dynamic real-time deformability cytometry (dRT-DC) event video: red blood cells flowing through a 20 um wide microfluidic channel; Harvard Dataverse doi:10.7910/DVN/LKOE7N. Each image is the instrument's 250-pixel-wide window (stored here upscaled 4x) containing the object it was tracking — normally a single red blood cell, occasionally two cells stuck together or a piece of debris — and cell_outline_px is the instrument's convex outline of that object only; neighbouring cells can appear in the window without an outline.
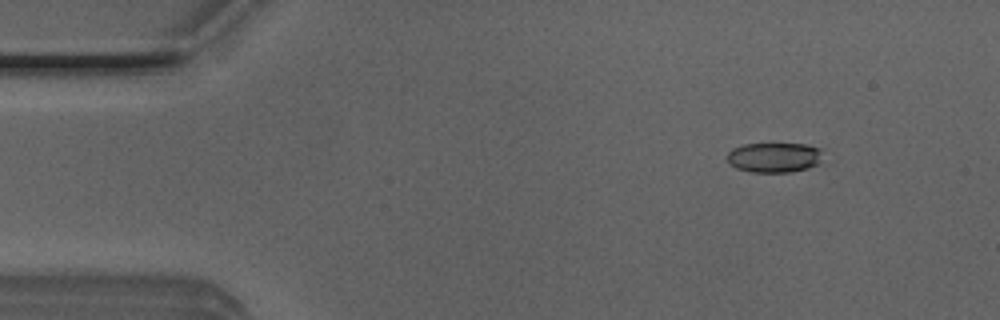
{"species": "Egyptian fruit bat (a non-hibernating species)", "species_latin": "Rousettus aegyptiacus", "temperature_condition": "room temperature", "stored_images_in_passage": 47, "camera_frame_rate_fps": 3000, "um_per_image_px": 0.085, "animal": {"sex": "male"}, "frame": {"image": 1, "passage_image": 2, "time_ms": 0.333, "image_size_px": [1000, 320], "cell_outline_px": [[820, 152], [816, 164], [808, 168], [792, 172], [752, 172], [736, 168], [728, 160], [728, 152], [732, 148], [744, 144], [772, 140], [804, 144], [820, 148]], "centroid_in_image_um": [65.76, 13.32], "position_along_channel_um": 19.2, "area_um2": 17.22}}
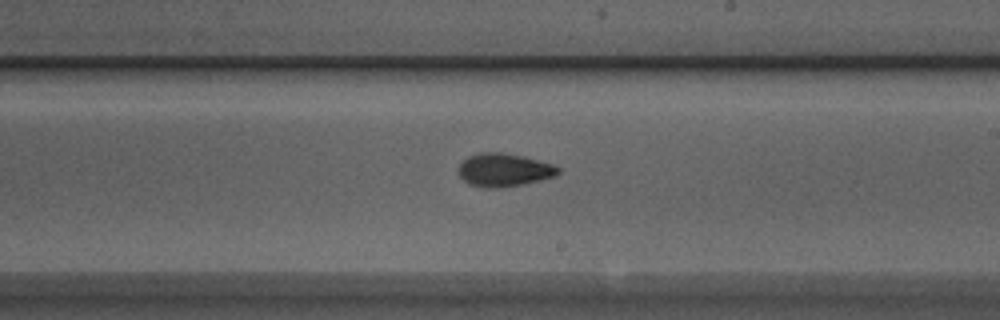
{"frame": {"image": 2, "passage_image": 25, "time_ms": 8.0, "image_size_px": [1000, 320], "cell_outline_px": [[560, 172], [556, 176], [524, 184], [496, 188], [484, 188], [468, 184], [460, 176], [460, 164], [468, 156], [480, 152], [500, 152], [524, 156], [552, 164], [560, 168]], "centroid_in_image_um": [42.85, 14.45], "position_along_channel_um": 246.1, "area_um2": 19.25}}
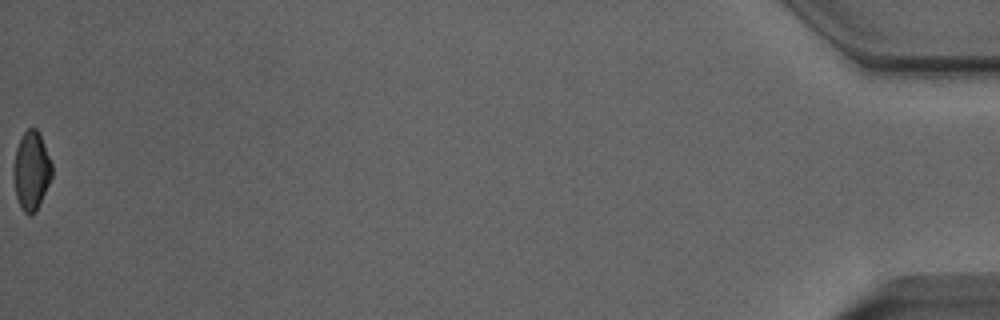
{"frame": {"image": 3, "passage_image": 47, "time_ms": 15.333, "image_size_px": [1000, 320], "cell_outline_px": [[52, 176], [40, 204], [36, 212], [32, 216], [28, 216], [20, 208], [16, 196], [12, 172], [12, 168], [16, 148], [20, 136], [28, 128], [36, 128], [40, 132], [52, 164]], "centroid_in_image_um": [2.65, 14.52], "position_along_channel_um": 432.5, "area_um2": 18.03}, "authors_computed_cell_mechanics": {"area_um2": 18.2648, "velocity_mm_per_s": 4.0409, "shape_relaxation_time_tau1_ms": 6.7531, "shape_relaxation_time_tau2_ms": 3.1109, "deformation_change_tau1": 0.1797, "deformation_change_tau2": 0.0955}}